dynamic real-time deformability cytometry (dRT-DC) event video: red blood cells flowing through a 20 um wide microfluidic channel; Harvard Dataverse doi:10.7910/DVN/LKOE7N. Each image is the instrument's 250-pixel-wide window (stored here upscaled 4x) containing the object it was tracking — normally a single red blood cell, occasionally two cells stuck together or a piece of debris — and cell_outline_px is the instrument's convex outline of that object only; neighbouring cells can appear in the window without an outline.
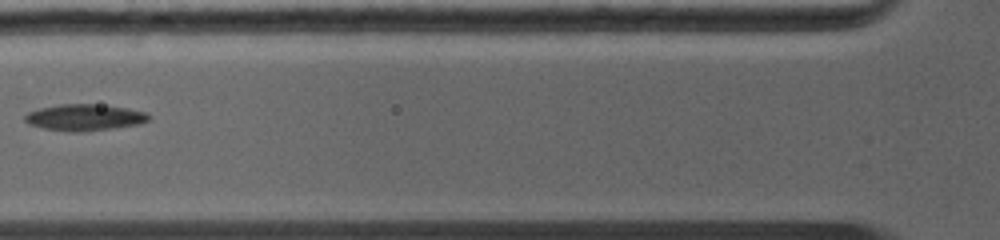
{"species": "common noctule bat (a hibernating species)", "species_latin": "Nyctalus noctula", "temperature_condition": "warm", "stored_images_in_passage": 5, "camera_frame_rate_fps": 5000, "um_per_image_px": 0.085, "animal": {"sex": "female", "body_mass_g": 19.0, "forearm_length_mm": 56.7}, "frame": {"image": 1, "passage_image": 4, "time_ms": 0.6, "image_size_px": [1000, 240], "cell_outline_px": [[148, 120], [132, 124], [108, 128], [48, 128], [32, 124], [24, 120], [24, 116], [28, 112], [40, 108], [60, 104], [96, 104], [128, 108], [148, 112]], "centroid_in_image_um": [7.19, 9.89], "position_along_channel_um": 118.6, "area_um2": 17.46}}